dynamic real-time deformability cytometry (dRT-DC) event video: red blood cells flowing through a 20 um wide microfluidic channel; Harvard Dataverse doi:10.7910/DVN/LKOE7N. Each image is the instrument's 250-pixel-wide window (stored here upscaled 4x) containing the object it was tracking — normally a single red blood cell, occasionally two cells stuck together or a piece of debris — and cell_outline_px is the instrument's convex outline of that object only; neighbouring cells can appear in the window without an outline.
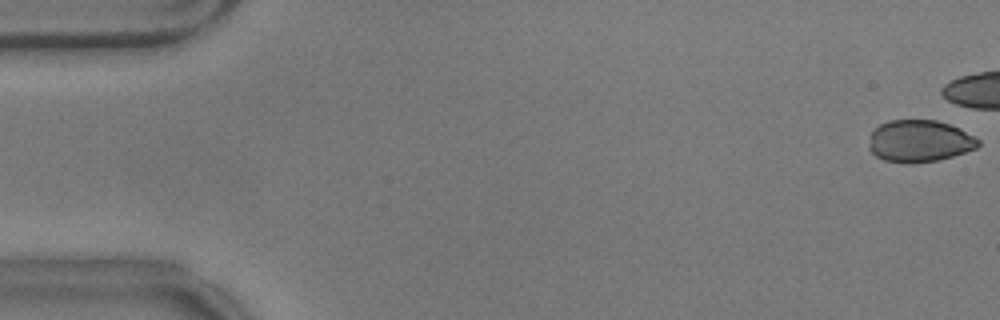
{"species": "common noctule bat (a hibernating species)", "species_latin": "Nyctalus noctula", "temperature_condition": "warm", "stored_images_in_passage": 28, "camera_frame_rate_fps": 3000, "um_per_image_px": 0.085, "animal": {"sex": "male", "body_mass_g": 17.9}, "frame": {"image": 1, "passage_image": 1, "time_ms": 0.0, "image_size_px": [1000, 320], "cell_outline_px": [[980, 144], [976, 148], [952, 156], [936, 160], [912, 164], [908, 164], [884, 160], [876, 156], [868, 148], [868, 144], [872, 132], [880, 124], [888, 120], [936, 120], [960, 128], [980, 140]], "centroid_in_image_um": [78.14, 11.99], "position_along_channel_um": 6.9, "area_um2": 26.76}}